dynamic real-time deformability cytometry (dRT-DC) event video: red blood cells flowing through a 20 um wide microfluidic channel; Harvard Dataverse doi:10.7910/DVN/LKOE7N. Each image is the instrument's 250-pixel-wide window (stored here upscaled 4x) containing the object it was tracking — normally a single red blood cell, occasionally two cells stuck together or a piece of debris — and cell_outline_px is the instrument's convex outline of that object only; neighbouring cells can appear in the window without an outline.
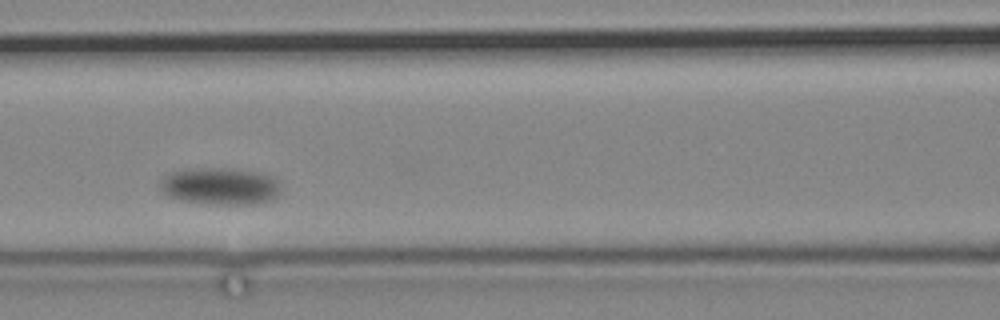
{"species": "common noctule bat (a hibernating species)", "species_latin": "Nyctalus noctula", "temperature_condition": "cold", "stored_images_in_passage": 7, "camera_frame_rate_fps": 3000, "um_per_image_px": 0.085, "animal": {"sex": "male", "body_mass_g": 19.2, "forearm_length_mm": 51.8}, "frame": {"image": 1, "passage_image": 4, "time_ms": 3.667, "image_size_px": [1000, 320], "cell_outline_px": [[280, 192], [272, 200], [260, 204], [208, 204], [180, 200], [168, 196], [160, 188], [160, 180], [164, 176], [172, 172], [256, 172], [272, 176], [280, 184]], "centroid_in_image_um": [18.77, 15.93], "position_along_channel_um": 147.8, "area_um2": 24.51}}
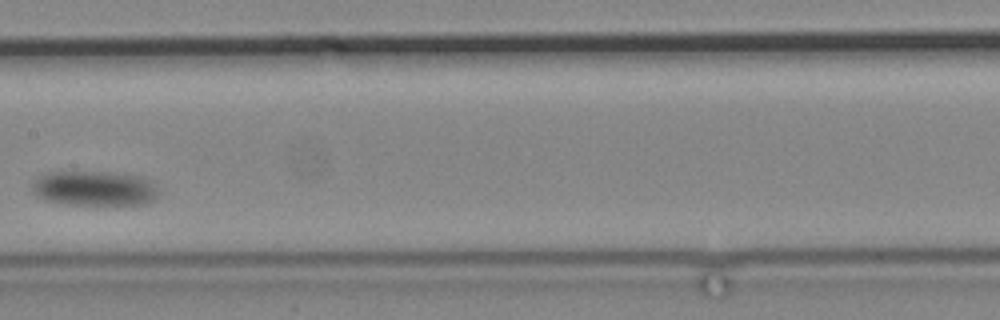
{"frame": {"image": 2, "passage_image": 6, "time_ms": 5.667, "image_size_px": [1000, 320], "cell_outline_px": [[160, 192], [152, 200], [144, 204], [64, 204], [44, 200], [36, 196], [32, 192], [32, 184], [40, 176], [52, 172], [100, 172], [140, 176], [148, 180]], "centroid_in_image_um": [7.98, 16.02], "position_along_channel_um": 199.4, "area_um2": 25.32}}
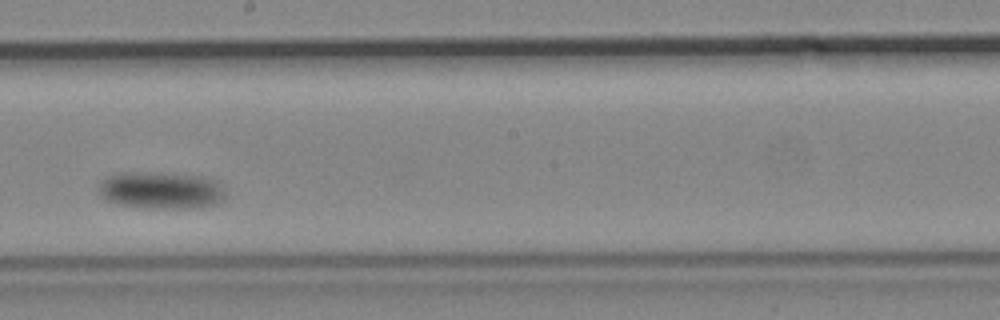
{"frame": {"image": 3, "passage_image": 7, "time_ms": 7.0, "image_size_px": [1000, 320], "cell_outline_px": [[224, 200], [216, 204], [200, 208], [152, 208], [116, 204], [100, 196], [100, 184], [108, 176], [120, 172], [196, 176], [216, 180], [220, 184], [224, 192]], "centroid_in_image_um": [13.71, 16.21], "position_along_channel_um": 234.5, "area_um2": 26.88}}